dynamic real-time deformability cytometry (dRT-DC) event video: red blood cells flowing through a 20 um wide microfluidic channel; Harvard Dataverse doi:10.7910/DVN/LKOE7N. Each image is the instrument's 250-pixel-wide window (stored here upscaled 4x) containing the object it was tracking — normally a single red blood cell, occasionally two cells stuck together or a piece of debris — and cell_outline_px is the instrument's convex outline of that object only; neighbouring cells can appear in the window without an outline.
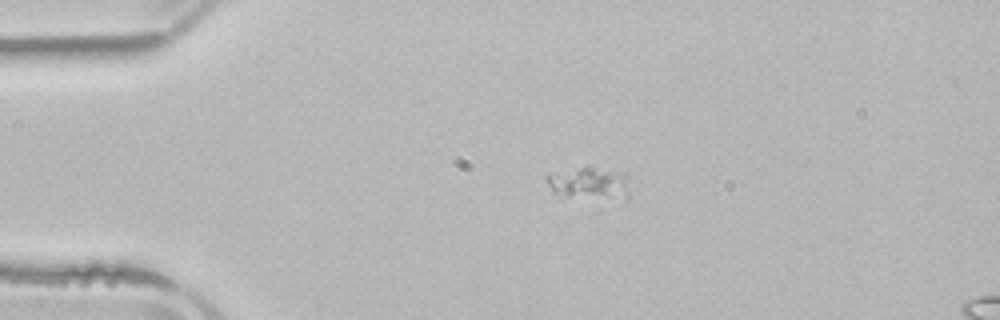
{"species": "common noctule bat (a hibernating species)", "species_latin": "Nyctalus noctula", "temperature_condition": "room temperature", "stored_images_in_passage": 2, "camera_frame_rate_fps": 3000, "um_per_image_px": 0.085, "animal": {"sex": "male", "body_mass_g": 21.5, "forearm_length_mm": 52.0}, "frame": {"image": 1, "passage_image": 1, "time_ms": 0.0, "image_size_px": [1000, 320], "cell_outline_px": [[628, 172], [624, 180], [604, 192], [568, 196], [564, 196], [552, 192], [544, 180], [544, 176], [548, 172], [580, 168], [592, 168]], "centroid_in_image_um": [49.55, 15.38], "position_along_channel_um": 35.4, "area_um2": 12.54}}